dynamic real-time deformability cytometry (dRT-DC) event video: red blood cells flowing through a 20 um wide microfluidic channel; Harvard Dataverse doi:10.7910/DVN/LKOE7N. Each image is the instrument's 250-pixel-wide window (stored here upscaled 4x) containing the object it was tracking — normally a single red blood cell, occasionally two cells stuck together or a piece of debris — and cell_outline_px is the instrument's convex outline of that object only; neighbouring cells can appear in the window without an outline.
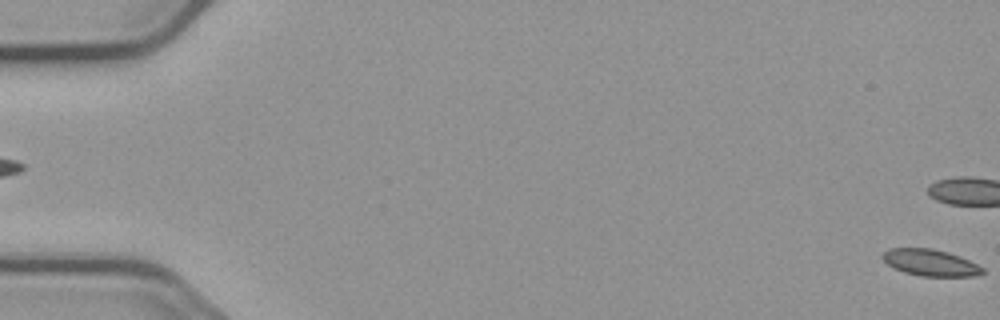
{"species": "common noctule bat (a hibernating species)", "species_latin": "Nyctalus noctula", "temperature_condition": "cold", "stored_images_in_passage": 5, "segment_of_instrument_passage": [2, 2], "camera_frame_rate_fps": 3000, "um_per_image_px": 0.085, "animal": {"sex": "male", "body_mass_g": 23.1, "forearm_length_mm": 52.7}, "frame": {"image": 1, "passage_image": 5, "time_ms": 4.667, "image_size_px": [1000, 320], "cell_outline_px": [[984, 272], [976, 276], [920, 276], [904, 272], [888, 264], [880, 256], [888, 248], [932, 248], [948, 252], [960, 256], [984, 268]], "centroid_in_image_um": [79.08, 22.32], "position_along_channel_um": 5.9, "area_um2": 15.43}}